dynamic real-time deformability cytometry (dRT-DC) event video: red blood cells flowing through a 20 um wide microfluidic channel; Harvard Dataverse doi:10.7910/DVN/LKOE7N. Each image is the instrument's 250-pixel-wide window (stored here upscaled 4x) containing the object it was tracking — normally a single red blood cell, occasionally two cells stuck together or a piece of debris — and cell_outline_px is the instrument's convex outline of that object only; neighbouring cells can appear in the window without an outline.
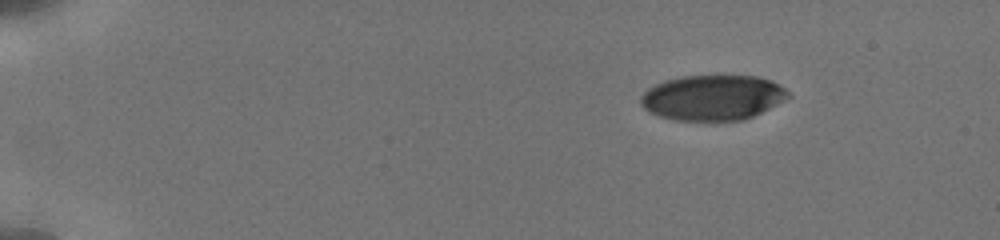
{"species": "human", "species_latin": "Homo sapiens", "temperature_condition": "cold", "stored_images_in_passage": 47, "camera_frame_rate_fps": 3000, "um_per_image_px": 0.085, "donor": {"sex": "male"}, "frame": {"image": 1, "passage_image": 1, "time_ms": 0.0, "image_size_px": [1000, 240], "cell_outline_px": [[792, 96], [744, 120], [712, 124], [672, 120], [648, 112], [640, 104], [640, 96], [648, 88], [664, 80], [684, 76], [756, 76], [772, 80], [780, 84]], "centroid_in_image_um": [60.55, 8.34], "position_along_channel_um": 24.5, "area_um2": 39.88}}
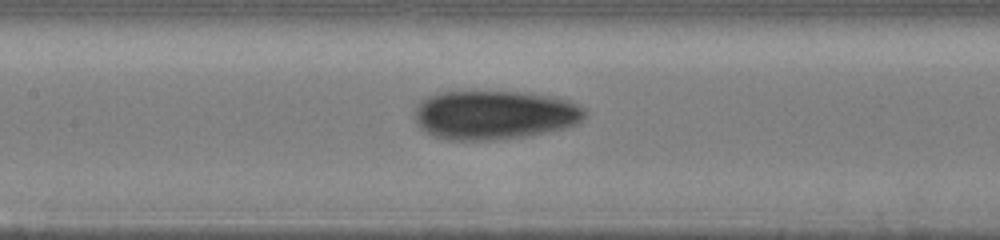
{"frame": {"image": 2, "passage_image": 22, "time_ms": 6.667, "image_size_px": [1000, 240], "cell_outline_px": [[588, 112], [576, 124], [564, 128], [528, 136], [484, 140], [452, 140], [436, 136], [420, 128], [416, 120], [416, 104], [420, 100], [436, 92], [520, 92], [552, 96], [568, 100], [584, 108]], "centroid_in_image_um": [42.03, 9.76], "position_along_channel_um": 165.4, "area_um2": 48.38}}
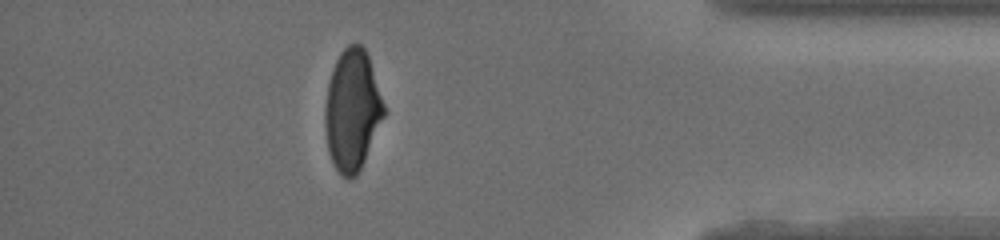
{"frame": {"image": 3, "passage_image": 41, "time_ms": 13.667, "image_size_px": [1000, 240], "cell_outline_px": [[384, 116], [364, 160], [356, 176], [348, 180], [336, 168], [328, 152], [324, 124], [324, 108], [328, 84], [336, 60], [340, 52], [348, 44], [356, 40], [364, 48], [368, 56], [384, 104]], "centroid_in_image_um": [29.92, 9.33], "position_along_channel_um": 405.3, "area_um2": 41.21}, "authors_computed_cell_mechanics": {"area_um2": 43.5234, "velocity_mm_per_s": 3.8514, "shape_relaxation_time_tau1_ms": 4.3504, "shape_relaxation_time_tau2_ms": 2.3444, "deformation_change_tau1": 0.1448, "deformation_change_tau2": 0.0676}}